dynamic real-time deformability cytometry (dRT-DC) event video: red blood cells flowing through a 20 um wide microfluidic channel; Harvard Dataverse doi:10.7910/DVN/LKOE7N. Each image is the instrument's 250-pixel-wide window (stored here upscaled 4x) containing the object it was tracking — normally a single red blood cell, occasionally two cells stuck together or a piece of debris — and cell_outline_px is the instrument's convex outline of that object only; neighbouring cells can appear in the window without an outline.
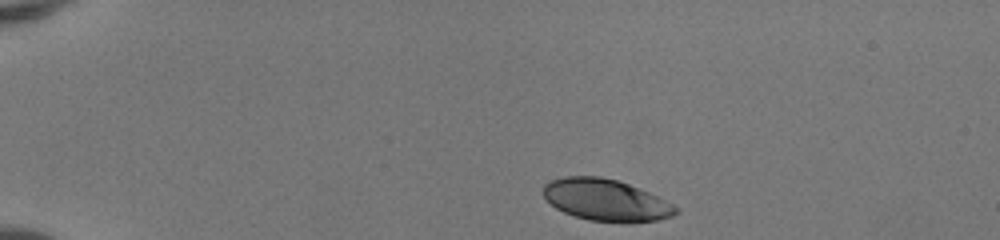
{"species": "human", "species_latin": "Homo sapiens", "temperature_condition": "room temperature", "stored_images_in_passage": 41, "camera_frame_rate_fps": 3000, "um_per_image_px": 0.085, "donor": {"sex": "female"}, "frame": {"image": 1, "passage_image": 1, "time_ms": 0.0, "image_size_px": [1000, 240], "cell_outline_px": [[680, 212], [672, 216], [656, 220], [628, 224], [624, 224], [588, 220], [564, 212], [556, 208], [544, 196], [544, 184], [552, 180], [564, 176], [600, 176], [616, 180], [628, 184], [648, 192], [672, 204]], "centroid_in_image_um": [51.51, 17.03], "position_along_channel_um": 33.5, "area_um2": 32.19}}
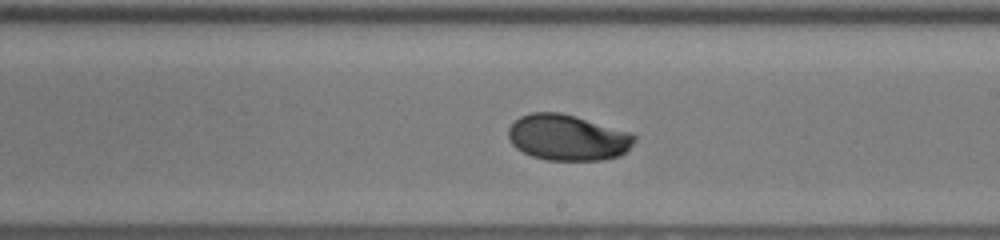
{"frame": {"image": 2, "passage_image": 22, "time_ms": 7.0, "image_size_px": [1000, 240], "cell_outline_px": [[636, 140], [620, 156], [600, 160], [548, 160], [532, 156], [516, 148], [508, 140], [508, 128], [520, 116], [532, 112], [560, 112], [576, 116], [632, 132], [636, 136]], "centroid_in_image_um": [48.25, 11.68], "position_along_channel_um": 240.8, "area_um2": 33.87}}
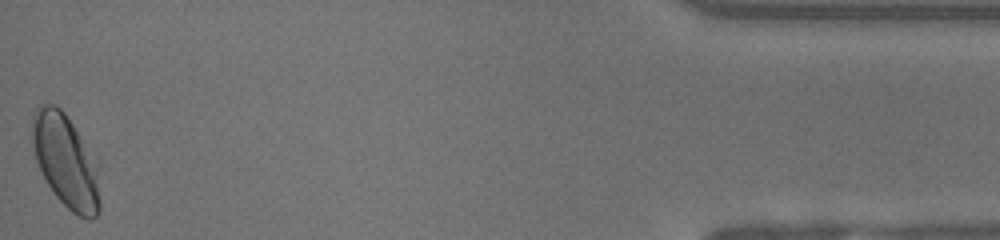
{"frame": {"image": 3, "passage_image": 41, "time_ms": 13.333, "image_size_px": [1000, 240], "cell_outline_px": [[100, 212], [92, 220], [88, 220], [72, 212], [56, 196], [48, 184], [36, 160], [32, 144], [32, 116], [36, 108], [40, 104], [56, 104], [64, 112], [100, 160]], "centroid_in_image_um": [5.66, 13.69], "position_along_channel_um": 429.5, "area_um2": 37.74}, "authors_computed_cell_mechanics": {"area_um2": 33.6396, "velocity_mm_per_s": 4.1544, "shape_relaxation_time_tau1_ms": 3.9897, "shape_relaxation_time_tau2_ms": null, "deformation_change_tau1": 0.1501, "deformation_change_tau2": null}}